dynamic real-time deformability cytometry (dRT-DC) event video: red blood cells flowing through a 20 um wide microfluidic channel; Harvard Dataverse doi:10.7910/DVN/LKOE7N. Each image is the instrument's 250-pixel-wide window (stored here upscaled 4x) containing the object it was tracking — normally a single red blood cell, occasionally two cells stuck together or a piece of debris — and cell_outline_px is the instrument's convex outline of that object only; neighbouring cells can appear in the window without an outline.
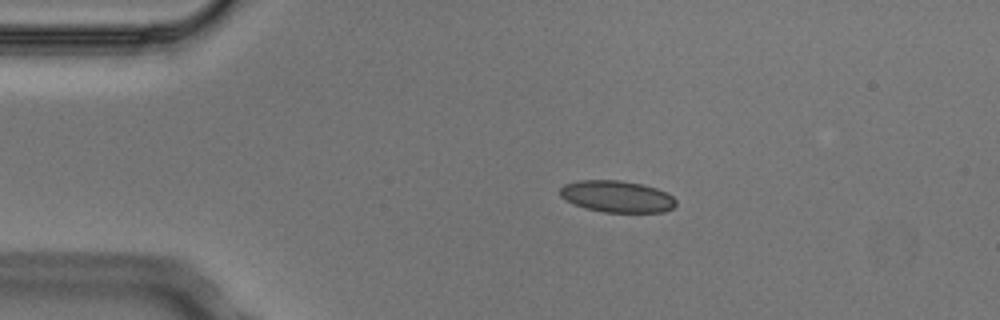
{"species": "Egyptian fruit bat (a non-hibernating species)", "species_latin": "Rousettus aegyptiacus", "temperature_condition": "cold", "stored_images_in_passage": 4, "camera_frame_rate_fps": 3000, "um_per_image_px": 0.085, "animal": {"sex": "male"}, "frame": {"image": 1, "passage_image": 1, "time_ms": 0.0, "image_size_px": [1000, 320], "cell_outline_px": [[676, 204], [672, 208], [664, 212], [604, 212], [584, 208], [572, 204], [564, 200], [560, 196], [560, 188], [564, 184], [576, 180], [620, 180], [640, 184], [656, 188], [668, 192], [676, 200]], "centroid_in_image_um": [52.41, 16.7], "position_along_channel_um": 32.6, "area_um2": 21.62}}
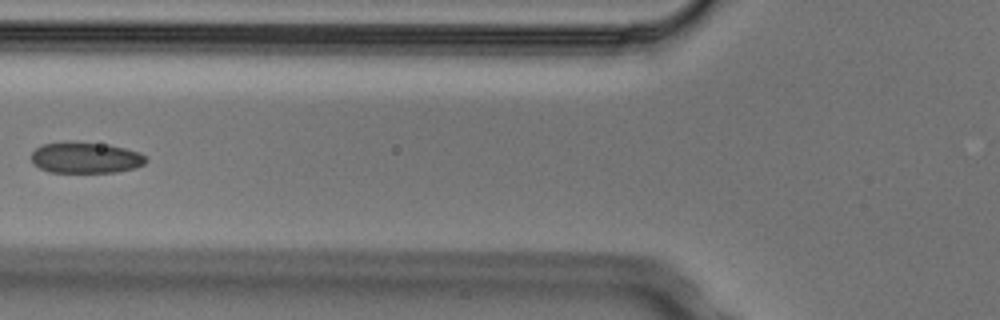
{"frame": {"image": 2, "passage_image": 3, "time_ms": 0.667, "image_size_px": [1000, 320], "cell_outline_px": [[148, 160], [144, 164], [132, 168], [116, 172], [48, 172], [32, 164], [32, 152], [36, 148], [44, 144], [68, 140], [108, 144], [140, 152]], "centroid_in_image_um": [7.25, 13.38], "position_along_channel_um": 118.6, "area_um2": 20.98}}
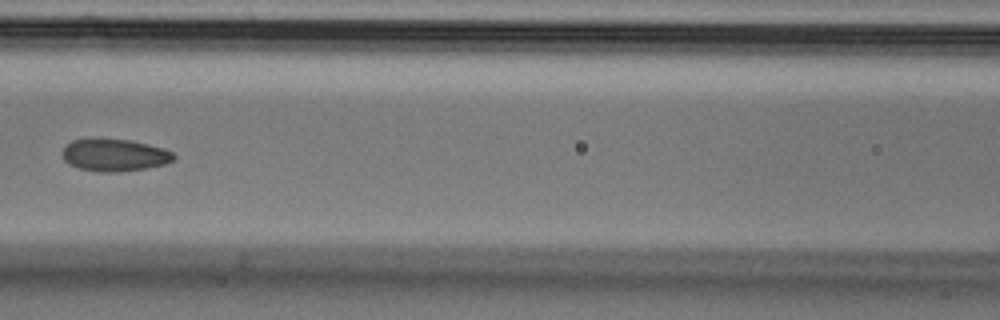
{"frame": {"image": 3, "passage_image": 4, "time_ms": 1.0, "image_size_px": [1000, 320], "cell_outline_px": [[176, 156], [172, 160], [164, 164], [144, 168], [116, 172], [96, 172], [80, 168], [64, 160], [64, 148], [72, 140], [128, 140], [148, 144], [172, 152]], "centroid_in_image_um": [9.75, 13.2], "position_along_channel_um": 156.8, "area_um2": 20.17}}